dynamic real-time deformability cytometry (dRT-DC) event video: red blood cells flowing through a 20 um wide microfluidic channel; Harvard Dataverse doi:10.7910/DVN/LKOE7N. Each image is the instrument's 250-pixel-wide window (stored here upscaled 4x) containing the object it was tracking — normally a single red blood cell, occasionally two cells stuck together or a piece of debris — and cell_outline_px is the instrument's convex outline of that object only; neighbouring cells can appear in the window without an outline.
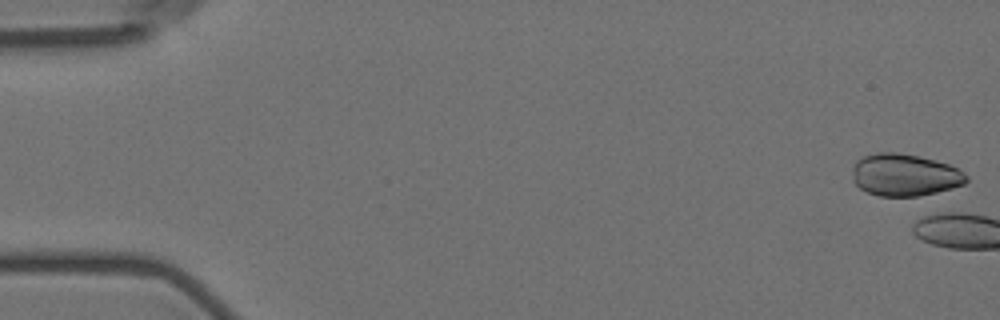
{"species": "Egyptian fruit bat (a non-hibernating species)", "species_latin": "Rousettus aegyptiacus", "temperature_condition": "room temperature", "stored_images_in_passage": 2, "camera_frame_rate_fps": 3000, "um_per_image_px": 0.085, "animal": {"sex": "female"}, "frame": {"image": 1, "passage_image": 1, "time_ms": 0.0, "image_size_px": [1000, 320], "cell_outline_px": [[968, 180], [964, 184], [952, 188], [920, 196], [880, 196], [868, 192], [860, 188], [852, 180], [852, 168], [856, 160], [864, 156], [876, 152], [896, 152], [936, 160], [948, 164], [964, 172], [968, 176]], "centroid_in_image_um": [76.89, 14.87], "position_along_channel_um": 8.1, "area_um2": 28.09}}